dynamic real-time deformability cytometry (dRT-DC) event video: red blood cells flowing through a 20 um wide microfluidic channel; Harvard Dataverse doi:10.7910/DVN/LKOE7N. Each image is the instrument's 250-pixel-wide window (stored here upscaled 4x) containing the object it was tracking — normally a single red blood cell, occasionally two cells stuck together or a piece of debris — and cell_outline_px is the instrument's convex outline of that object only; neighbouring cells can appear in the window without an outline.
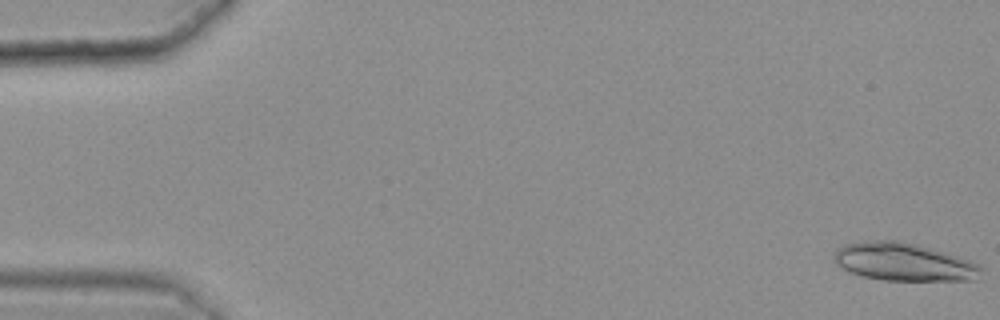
{"species": "common noctule bat (a hibernating species)", "species_latin": "Nyctalus noctula", "temperature_condition": "warm", "stored_images_in_passage": 18, "camera_frame_rate_fps": 3000, "um_per_image_px": 0.085, "animal": {"sex": "female", "body_mass_g": 25.1}, "frame": {"image": 1, "passage_image": 1, "time_ms": 0.0, "image_size_px": [1000, 320], "cell_outline_px": [[984, 268], [976, 280], [884, 280], [860, 276], [836, 264], [832, 256], [836, 248], [844, 244], [876, 240], [896, 240], [944, 252], [972, 260], [980, 264]], "centroid_in_image_um": [76.82, 22.27], "position_along_channel_um": 8.2, "area_um2": 32.43}}